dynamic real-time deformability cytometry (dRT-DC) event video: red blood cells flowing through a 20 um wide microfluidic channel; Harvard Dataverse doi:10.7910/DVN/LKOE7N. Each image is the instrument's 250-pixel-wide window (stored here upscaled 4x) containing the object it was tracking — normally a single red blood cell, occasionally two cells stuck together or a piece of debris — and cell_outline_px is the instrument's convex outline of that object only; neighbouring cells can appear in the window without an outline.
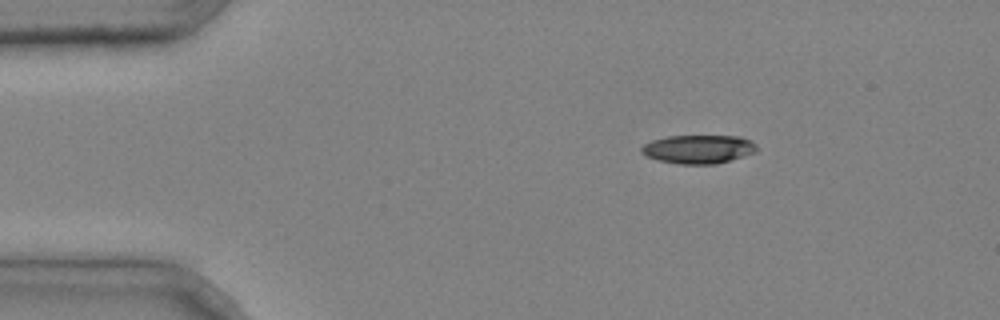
{"species": "common noctule bat (a hibernating species)", "species_latin": "Nyctalus noctula", "temperature_condition": "cold", "stored_images_in_passage": 6, "camera_frame_rate_fps": 3000, "um_per_image_px": 0.085, "animal": {"sex": "male", "body_mass_g": 20.4}, "frame": {"image": 1, "passage_image": 6, "time_ms": 1.667, "image_size_px": [1000, 320], "cell_outline_px": [[756, 152], [716, 164], [680, 164], [660, 160], [644, 156], [640, 152], [640, 148], [644, 144], [652, 140], [668, 136], [740, 136], [752, 140], [756, 144]], "centroid_in_image_um": [59.35, 12.67], "position_along_channel_um": 25.6, "area_um2": 19.25}}